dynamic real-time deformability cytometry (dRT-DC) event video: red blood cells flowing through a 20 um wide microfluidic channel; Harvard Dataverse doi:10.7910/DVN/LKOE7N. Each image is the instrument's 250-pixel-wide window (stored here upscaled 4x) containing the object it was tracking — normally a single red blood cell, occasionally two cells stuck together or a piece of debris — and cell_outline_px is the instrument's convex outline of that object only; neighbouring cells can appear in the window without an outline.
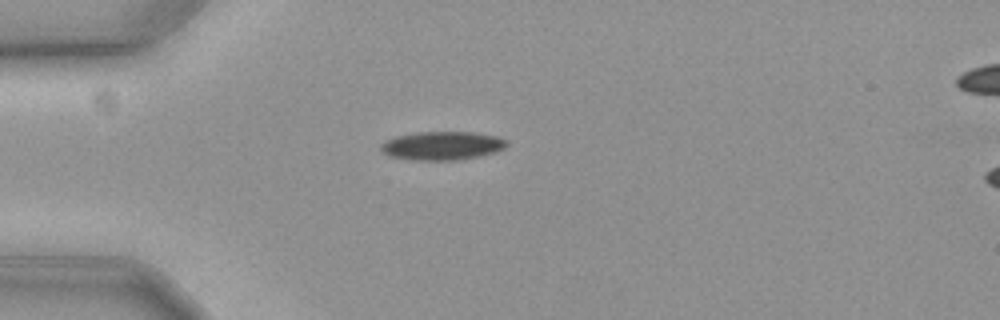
{"species": "common noctule bat (a hibernating species)", "species_latin": "Nyctalus noctula", "temperature_condition": "cold", "stored_images_in_passage": 43, "camera_frame_rate_fps": 3000, "um_per_image_px": 0.085, "animal": {"sex": "female", "body_mass_g": 19.3, "forearm_length_mm": 54.1}, "frame": {"image": 1, "passage_image": 1, "time_ms": 0.0, "image_size_px": [1000, 320], "cell_outline_px": [[508, 144], [504, 148], [496, 152], [480, 156], [460, 160], [412, 160], [388, 156], [380, 152], [380, 144], [396, 136], [420, 132], [472, 132], [496, 136], [508, 140]], "centroid_in_image_um": [37.58, 12.39], "position_along_channel_um": 47.4, "area_um2": 21.1}}
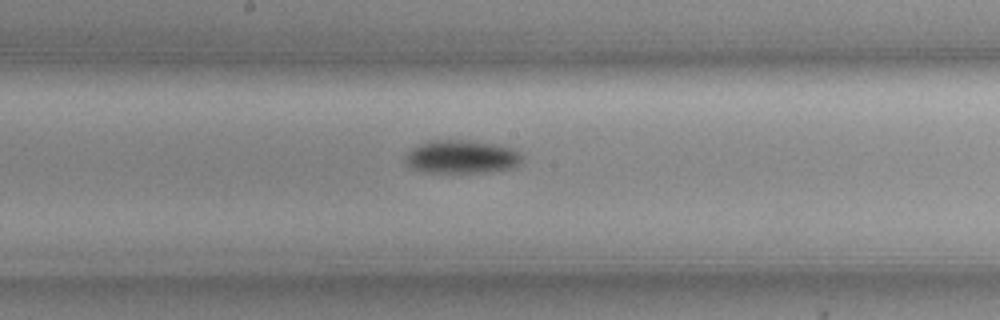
{"frame": {"image": 2, "passage_image": 16, "time_ms": 5.0, "image_size_px": [1000, 320], "cell_outline_px": [[524, 160], [520, 164], [512, 168], [492, 172], [424, 172], [408, 168], [404, 160], [408, 152], [412, 148], [428, 140], [472, 140], [500, 144], [512, 148], [520, 152]], "centroid_in_image_um": [39.27, 13.32], "position_along_channel_um": 208.9, "area_um2": 23.18}}
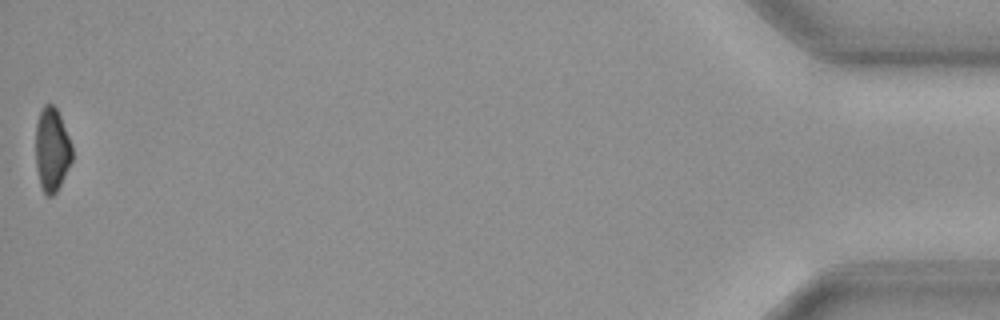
{"frame": {"image": 3, "passage_image": 43, "time_ms": 14.0, "image_size_px": [1000, 320], "cell_outline_px": [[72, 160], [56, 192], [52, 196], [48, 196], [44, 192], [40, 184], [36, 168], [36, 124], [40, 112], [44, 104], [52, 104], [56, 108], [60, 116], [72, 144]], "centroid_in_image_um": [4.41, 12.71], "position_along_channel_um": 430.8, "area_um2": 17.63}, "authors_computed_cell_mechanics": {"area_um2": 21.2704, "velocity_mm_per_s": 3.5935, "shape_relaxation_time_tau1_ms": 4.5079, "shape_relaxation_time_tau2_ms": null, "deformation_change_tau1": 0.1252, "deformation_change_tau2": null}}